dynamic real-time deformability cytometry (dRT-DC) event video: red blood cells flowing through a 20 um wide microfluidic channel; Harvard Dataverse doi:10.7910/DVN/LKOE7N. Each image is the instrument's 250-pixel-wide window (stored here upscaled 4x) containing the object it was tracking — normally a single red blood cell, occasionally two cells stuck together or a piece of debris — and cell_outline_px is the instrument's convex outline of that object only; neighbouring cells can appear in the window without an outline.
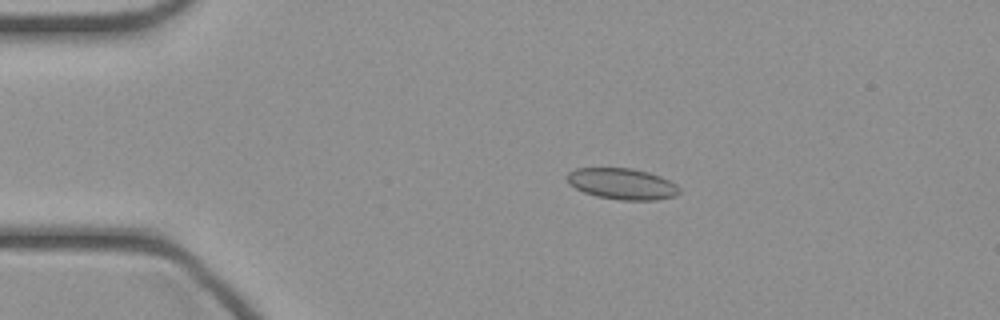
{"species": "common noctule bat (a hibernating species)", "species_latin": "Nyctalus noctula", "temperature_condition": "cold", "stored_images_in_passage": 46, "camera_frame_rate_fps": 3000, "um_per_image_px": 0.085, "animal": {"sex": "female", "body_mass_g": 21.9}, "frame": {"image": 1, "passage_image": 9, "time_ms": 2.667, "image_size_px": [1000, 320], "cell_outline_px": [[680, 192], [676, 196], [656, 200], [620, 200], [596, 196], [584, 192], [568, 184], [568, 172], [576, 168], [632, 168], [648, 172], [660, 176], [676, 184], [680, 188]], "centroid_in_image_um": [52.9, 15.63], "position_along_channel_um": 32.1, "area_um2": 20.4}}
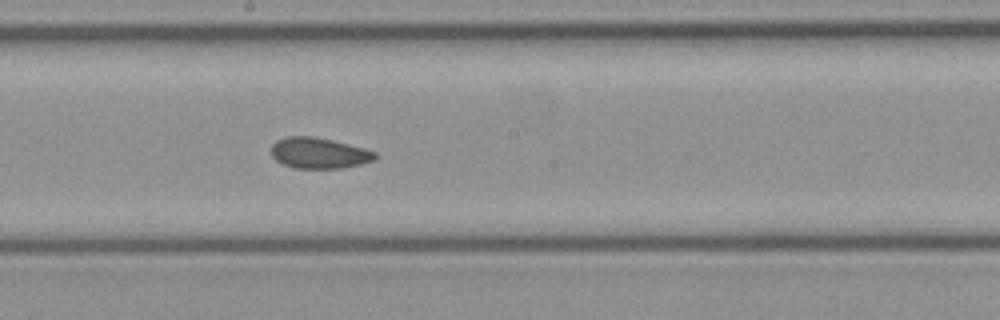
{"frame": {"image": 2, "passage_image": 25, "time_ms": 8.0, "image_size_px": [1000, 320], "cell_outline_px": [[376, 160], [360, 164], [340, 168], [292, 168], [276, 160], [272, 156], [272, 144], [276, 140], [284, 136], [312, 136], [332, 140], [364, 148], [376, 152]], "centroid_in_image_um": [27.1, 13.0], "position_along_channel_um": 221.1, "area_um2": 18.67}}
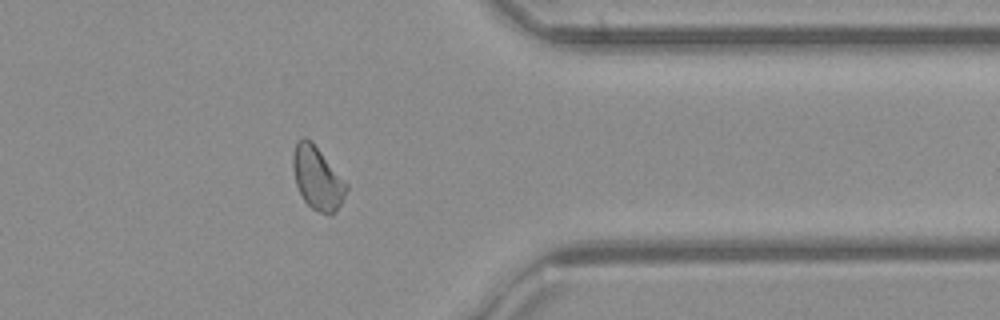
{"frame": {"image": 3, "passage_image": 37, "time_ms": 12.0, "image_size_px": [1000, 320], "cell_outline_px": [[348, 188], [336, 212], [332, 216], [320, 212], [312, 208], [304, 200], [296, 184], [292, 168], [292, 156], [296, 140], [304, 136], [312, 140], [348, 184]], "centroid_in_image_um": [26.97, 15.1], "position_along_channel_um": 384.4, "area_um2": 19.83}}